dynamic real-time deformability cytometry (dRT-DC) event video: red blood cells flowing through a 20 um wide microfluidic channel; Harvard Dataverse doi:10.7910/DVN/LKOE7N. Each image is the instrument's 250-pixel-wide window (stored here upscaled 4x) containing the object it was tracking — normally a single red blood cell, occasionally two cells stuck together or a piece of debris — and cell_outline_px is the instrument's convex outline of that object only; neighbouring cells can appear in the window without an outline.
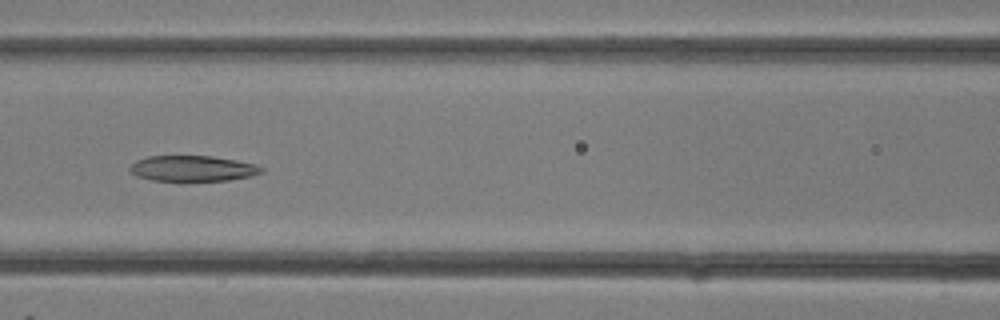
{"species": "common noctule bat (a hibernating species)", "species_latin": "Nyctalus noctula", "temperature_condition": "room temperature", "stored_images_in_passage": 32, "camera_frame_rate_fps": 3000, "um_per_image_px": 0.085, "animal": {"sex": "female"}, "frame": {"image": 1, "passage_image": 14, "time_ms": 4.333, "image_size_px": [1000, 320], "cell_outline_px": [[264, 172], [252, 176], [228, 180], [152, 180], [136, 176], [128, 168], [136, 160], [148, 156], [212, 156], [236, 160], [256, 164], [264, 168]], "centroid_in_image_um": [16.4, 14.31], "position_along_channel_um": 150.2, "area_um2": 19.59}}
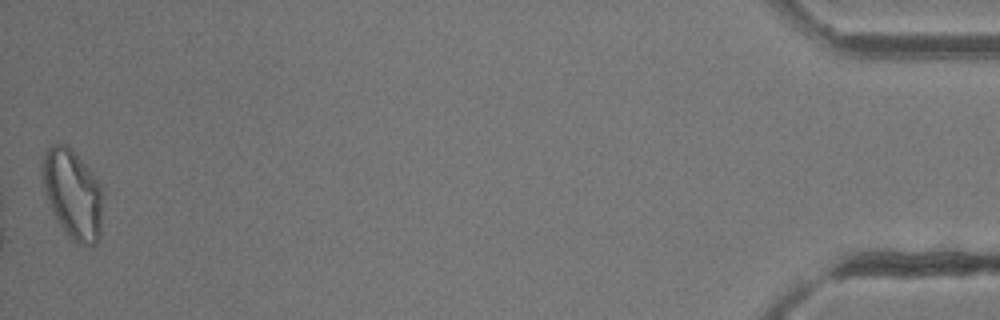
{"frame": {"image": 2, "passage_image": 32, "time_ms": 10.333, "image_size_px": [1000, 320], "cell_outline_px": [[104, 192], [100, 236], [96, 244], [80, 244], [72, 240], [64, 232], [56, 220], [52, 212], [44, 192], [40, 172], [40, 160], [48, 148], [52, 144], [68, 144], [72, 148], [92, 172], [100, 184]], "centroid_in_image_um": [6.16, 16.46], "position_along_channel_um": 429.0, "area_um2": 32.37}}